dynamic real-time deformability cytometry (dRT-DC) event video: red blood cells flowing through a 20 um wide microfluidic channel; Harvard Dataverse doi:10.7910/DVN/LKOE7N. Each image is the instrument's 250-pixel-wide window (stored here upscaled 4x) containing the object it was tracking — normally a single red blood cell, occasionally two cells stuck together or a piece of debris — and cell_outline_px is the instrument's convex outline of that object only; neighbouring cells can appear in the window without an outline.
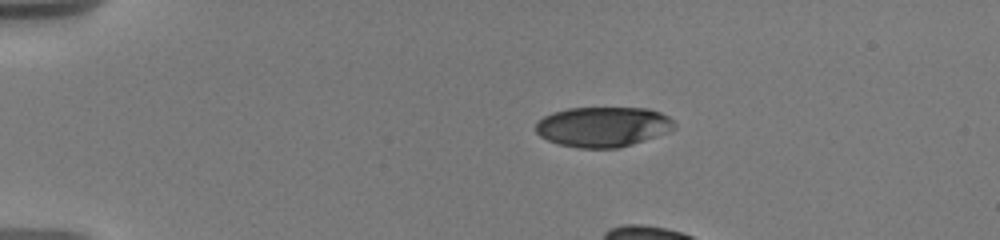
{"species": "human", "species_latin": "Homo sapiens", "temperature_condition": "warm", "stored_images_in_passage": 10, "camera_frame_rate_fps": 3000, "um_per_image_px": 0.085, "donor": {"sex": "male"}, "frame": {"image": 1, "passage_image": 1, "time_ms": 0.0, "image_size_px": [1000, 240], "cell_outline_px": [[676, 128], [656, 136], [620, 148], [576, 148], [560, 144], [548, 140], [540, 136], [536, 132], [536, 124], [544, 116], [552, 112], [568, 108], [648, 108], [660, 112], [668, 116], [676, 124]], "centroid_in_image_um": [51.26, 10.77], "position_along_channel_um": 33.7, "area_um2": 32.37}}